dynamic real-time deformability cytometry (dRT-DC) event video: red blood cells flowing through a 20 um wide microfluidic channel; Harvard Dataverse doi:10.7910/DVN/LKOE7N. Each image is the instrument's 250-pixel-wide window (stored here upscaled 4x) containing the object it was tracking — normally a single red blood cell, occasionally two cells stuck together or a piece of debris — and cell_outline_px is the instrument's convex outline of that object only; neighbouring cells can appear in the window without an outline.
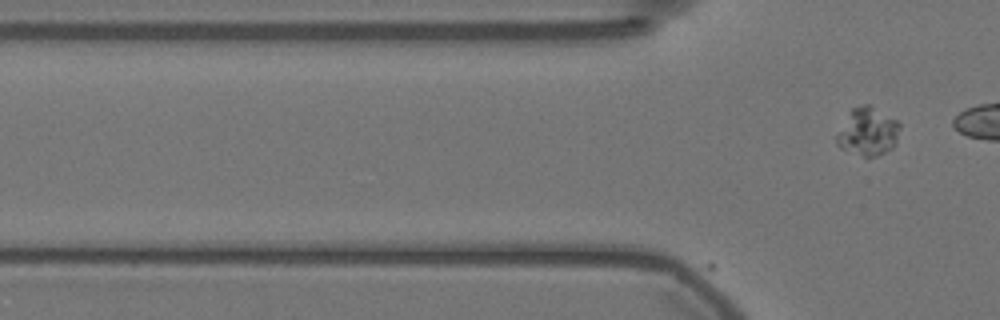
{"species": "Egyptian fruit bat (a non-hibernating species)", "species_latin": "Rousettus aegyptiacus", "temperature_condition": "warm", "stored_images_in_passage": 5, "camera_frame_rate_fps": 3000, "um_per_image_px": 0.085, "animal": {"sex": "female"}, "frame": {"image": 1, "passage_image": 5, "time_ms": 1.333, "image_size_px": [1000, 320], "cell_outline_px": [[900, 128], [896, 140], [892, 148], [876, 156], [864, 156], [840, 148], [836, 144], [836, 136], [848, 112], [852, 108], [860, 104], [868, 104], [896, 120], [900, 124]], "centroid_in_image_um": [73.74, 11.17], "position_along_channel_um": 52.1, "area_um2": 17.46}}